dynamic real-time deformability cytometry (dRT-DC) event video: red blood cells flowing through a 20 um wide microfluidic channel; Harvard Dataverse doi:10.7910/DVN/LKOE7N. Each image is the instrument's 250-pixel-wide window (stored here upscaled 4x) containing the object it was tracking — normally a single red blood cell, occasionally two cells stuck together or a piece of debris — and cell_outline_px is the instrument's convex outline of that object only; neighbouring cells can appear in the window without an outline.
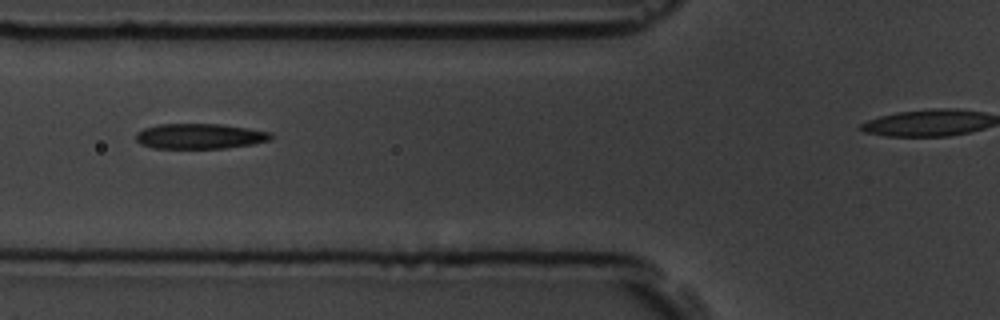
{"species": "common noctule bat (a hibernating species)", "species_latin": "Nyctalus noctula", "temperature_condition": "room temperature", "stored_images_in_passage": 7, "camera_frame_rate_fps": 3000, "um_per_image_px": 0.085, "animal": {"sex": "male", "body_mass_g": 19.5, "forearm_length_mm": 54.6}, "frame": {"image": 1, "passage_image": 5, "time_ms": 4.667, "image_size_px": [1000, 320], "cell_outline_px": [[272, 140], [252, 144], [224, 148], [152, 148], [140, 144], [136, 140], [136, 132], [144, 128], [160, 124], [220, 124], [248, 128], [272, 132]], "centroid_in_image_um": [16.98, 11.58], "position_along_channel_um": 108.8, "area_um2": 19.94}}
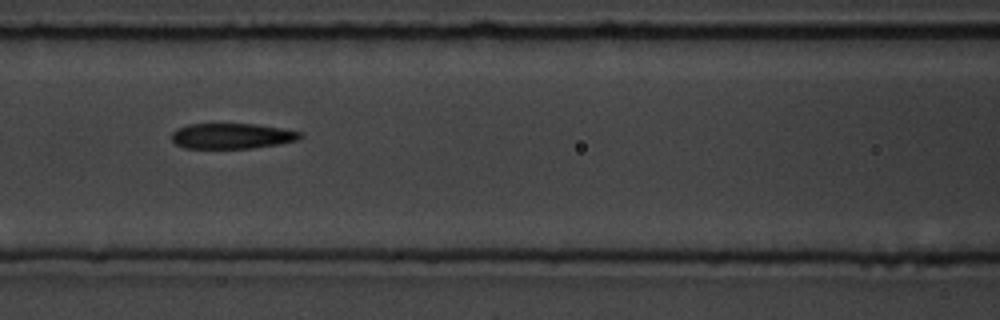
{"frame": {"image": 2, "passage_image": 6, "time_ms": 5.667, "image_size_px": [1000, 320], "cell_outline_px": [[304, 136], [296, 140], [276, 144], [252, 148], [184, 148], [176, 144], [172, 140], [172, 132], [176, 128], [188, 124], [256, 124], [304, 132]], "centroid_in_image_um": [19.7, 11.55], "position_along_channel_um": 146.9, "area_um2": 19.07}}